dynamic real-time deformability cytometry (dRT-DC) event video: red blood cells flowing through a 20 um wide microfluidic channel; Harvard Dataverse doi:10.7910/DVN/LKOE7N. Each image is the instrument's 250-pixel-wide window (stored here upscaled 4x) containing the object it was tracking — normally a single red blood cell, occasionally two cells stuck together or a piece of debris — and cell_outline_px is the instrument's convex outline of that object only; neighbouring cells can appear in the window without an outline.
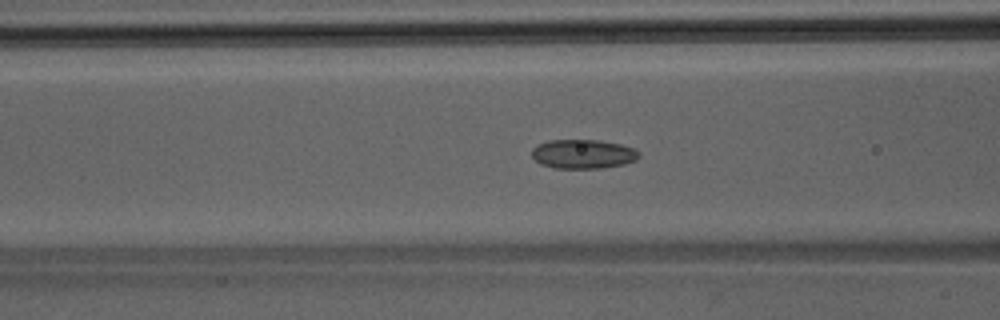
{"species": "Egyptian fruit bat (a non-hibernating species)", "species_latin": "Rousettus aegyptiacus", "temperature_condition": "room temperature", "stored_images_in_passage": 29, "camera_frame_rate_fps": 3000, "um_per_image_px": 0.085, "animal": {"sex": "male"}, "frame": {"image": 1, "passage_image": 5, "time_ms": 1.333, "image_size_px": [1000, 320], "cell_outline_px": [[640, 156], [636, 160], [624, 164], [600, 168], [556, 168], [540, 164], [532, 156], [532, 148], [548, 140], [600, 140], [620, 144], [632, 148], [640, 152]], "centroid_in_image_um": [49.57, 13.09], "position_along_channel_um": 117.0, "area_um2": 18.15}}
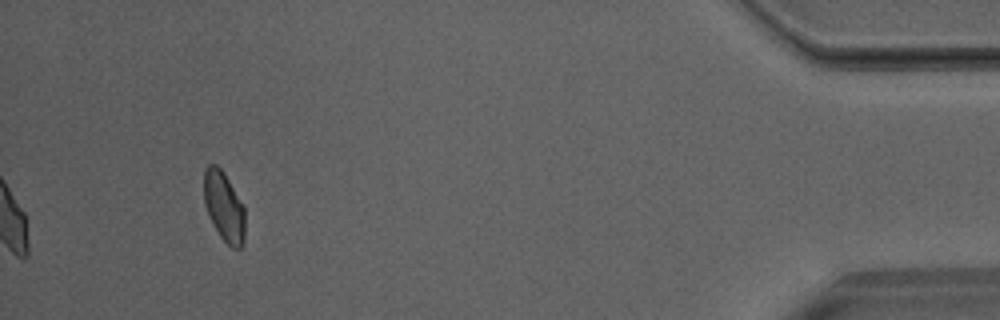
{"frame": {"image": 2, "passage_image": 29, "time_ms": 9.333, "image_size_px": [1000, 320], "cell_outline_px": [[244, 244], [240, 248], [232, 248], [220, 236], [208, 216], [204, 204], [204, 168], [208, 164], [216, 164], [224, 172], [244, 204]], "centroid_in_image_um": [19.03, 17.53], "position_along_channel_um": 416.2, "area_um2": 16.94}}